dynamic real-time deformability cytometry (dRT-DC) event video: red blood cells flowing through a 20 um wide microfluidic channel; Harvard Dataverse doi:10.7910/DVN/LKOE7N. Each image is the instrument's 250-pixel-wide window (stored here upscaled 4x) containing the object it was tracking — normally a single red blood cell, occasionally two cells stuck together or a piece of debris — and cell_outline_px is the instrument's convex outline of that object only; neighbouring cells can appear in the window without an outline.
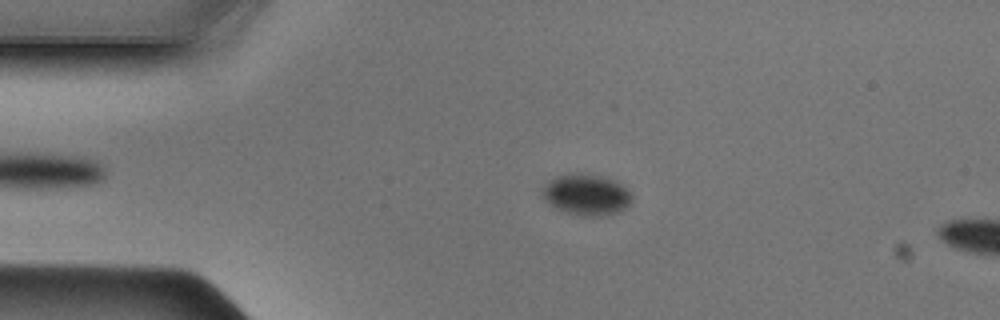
{"species": "Egyptian fruit bat (a non-hibernating species)", "species_latin": "Rousettus aegyptiacus", "temperature_condition": "cold", "stored_images_in_passage": 12, "camera_frame_rate_fps": 3000, "um_per_image_px": 0.085, "animal": {"sex": "male"}, "frame": {"image": 1, "passage_image": 9, "time_ms": 2.667, "image_size_px": [1000, 320], "cell_outline_px": [[632, 200], [624, 208], [616, 212], [600, 216], [576, 216], [564, 212], [556, 208], [544, 200], [540, 192], [544, 184], [548, 180], [556, 176], [576, 172], [584, 172], [604, 176], [616, 180], [632, 192]], "centroid_in_image_um": [49.81, 16.52], "position_along_channel_um": 35.2, "area_um2": 22.02}}